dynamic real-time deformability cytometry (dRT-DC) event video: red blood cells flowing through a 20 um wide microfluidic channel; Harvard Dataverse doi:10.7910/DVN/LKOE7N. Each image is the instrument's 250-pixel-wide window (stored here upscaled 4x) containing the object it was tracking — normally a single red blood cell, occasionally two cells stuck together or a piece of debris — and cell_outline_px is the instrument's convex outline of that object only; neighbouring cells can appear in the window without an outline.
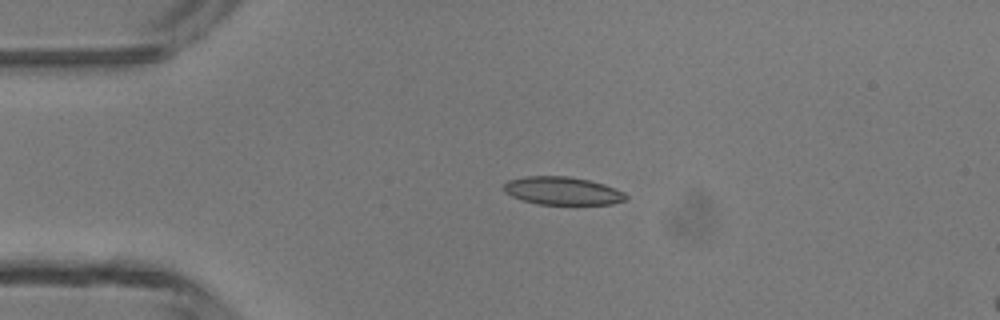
{"species": "common noctule bat (a hibernating species)", "species_latin": "Nyctalus noctula", "temperature_condition": "room temperature", "stored_images_in_passage": 5, "camera_frame_rate_fps": 3000, "um_per_image_px": 0.085, "animal": {"sex": "male", "body_mass_g": 13.3}, "frame": {"image": 1, "passage_image": 3, "time_ms": 3.333, "image_size_px": [1000, 320], "cell_outline_px": [[628, 196], [624, 200], [612, 204], [536, 204], [512, 196], [504, 192], [504, 184], [508, 180], [524, 176], [568, 176], [588, 180], [604, 184], [616, 188], [624, 192]], "centroid_in_image_um": [47.81, 16.21], "position_along_channel_um": 37.2, "area_um2": 19.88}}